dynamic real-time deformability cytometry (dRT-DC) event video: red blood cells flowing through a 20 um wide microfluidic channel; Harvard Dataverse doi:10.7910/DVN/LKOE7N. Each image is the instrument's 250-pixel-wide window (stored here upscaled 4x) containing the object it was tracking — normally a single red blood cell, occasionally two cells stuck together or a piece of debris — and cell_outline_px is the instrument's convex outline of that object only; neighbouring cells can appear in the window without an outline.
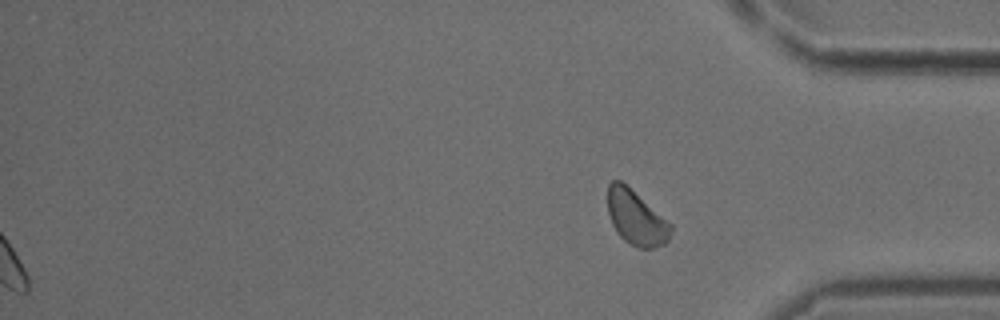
{"species": "common noctule bat (a hibernating species)", "species_latin": "Nyctalus noctula", "temperature_condition": "cold", "stored_images_in_passage": 46, "segment_of_instrument_passage": [2, 2], "camera_frame_rate_fps": 3000, "um_per_image_px": 0.085, "animal": {"sex": "male", "body_mass_g": 18.8}, "frame": {"image": 1, "passage_image": 46, "time_ms": 15.0, "image_size_px": [1000, 320], "cell_outline_px": [[672, 232], [668, 240], [664, 244], [652, 248], [636, 248], [624, 240], [620, 236], [612, 224], [608, 212], [608, 184], [612, 180], [620, 180], [672, 224]], "centroid_in_image_um": [54.07, 18.53], "position_along_channel_um": 381.1, "area_um2": 19.88}}